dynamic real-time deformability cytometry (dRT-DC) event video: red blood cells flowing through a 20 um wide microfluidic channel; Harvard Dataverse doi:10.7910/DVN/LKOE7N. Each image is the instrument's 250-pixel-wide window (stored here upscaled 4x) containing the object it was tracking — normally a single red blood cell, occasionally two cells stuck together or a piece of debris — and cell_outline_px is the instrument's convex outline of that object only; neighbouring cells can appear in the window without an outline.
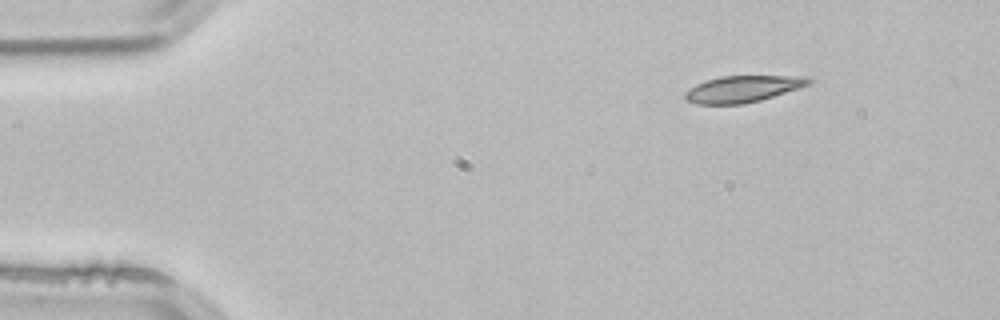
{"species": "common noctule bat (a hibernating species)", "species_latin": "Nyctalus noctula", "temperature_condition": "room temperature", "stored_images_in_passage": 4, "segment_of_instrument_passage": [2, 2], "camera_frame_rate_fps": 3000, "um_per_image_px": 0.085, "animal": {"sex": "male", "body_mass_g": 21.5, "forearm_length_mm": 52.0}, "frame": {"image": 1, "passage_image": 4, "time_ms": 1.0, "image_size_px": [1000, 320], "cell_outline_px": [[812, 80], [808, 84], [760, 100], [744, 104], [696, 104], [684, 100], [684, 92], [688, 88], [704, 80], [720, 76], [808, 76]], "centroid_in_image_um": [63.03, 7.56], "position_along_channel_um": 22.0, "area_um2": 19.07}}